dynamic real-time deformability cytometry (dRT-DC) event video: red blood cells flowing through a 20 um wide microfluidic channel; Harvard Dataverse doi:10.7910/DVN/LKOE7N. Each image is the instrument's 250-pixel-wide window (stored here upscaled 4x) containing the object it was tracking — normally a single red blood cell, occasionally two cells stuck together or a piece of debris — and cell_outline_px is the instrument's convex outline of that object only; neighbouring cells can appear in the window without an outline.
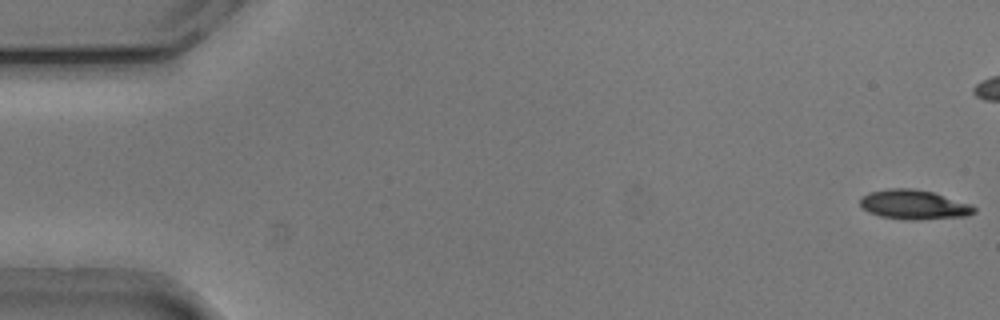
{"species": "common noctule bat (a hibernating species)", "species_latin": "Nyctalus noctula", "temperature_condition": "cold", "stored_images_in_passage": 17, "camera_frame_rate_fps": 3000, "um_per_image_px": 0.085, "animal": {"sex": "male", "body_mass_g": 20.5, "forearm_length_mm": 52.5}, "frame": {"image": 1, "passage_image": 1, "time_ms": 0.0, "image_size_px": [1000, 320], "cell_outline_px": [[976, 212], [968, 216], [916, 220], [904, 220], [880, 216], [868, 212], [860, 204], [860, 196], [868, 192], [888, 188], [912, 188], [932, 192], [972, 204], [976, 208]], "centroid_in_image_um": [77.68, 17.39], "position_along_channel_um": 7.3, "area_um2": 19.83}}